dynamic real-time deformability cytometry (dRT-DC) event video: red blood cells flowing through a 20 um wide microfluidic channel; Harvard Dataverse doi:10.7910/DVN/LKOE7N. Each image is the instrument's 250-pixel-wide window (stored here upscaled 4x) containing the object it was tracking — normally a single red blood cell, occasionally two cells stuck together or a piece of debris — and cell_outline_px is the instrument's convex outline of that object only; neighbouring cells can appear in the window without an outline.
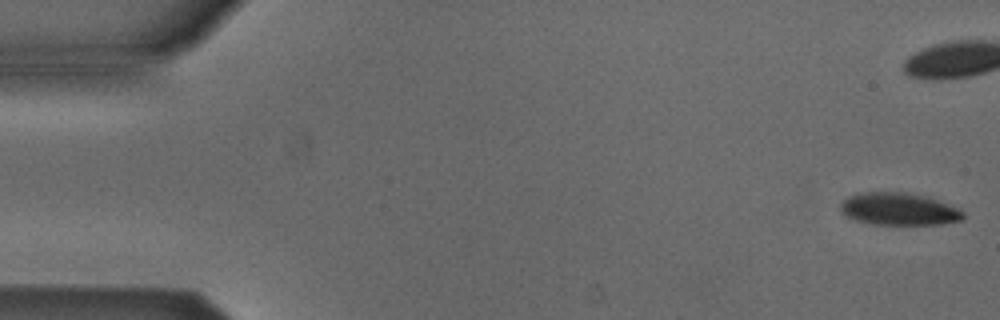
{"species": "Egyptian fruit bat (a non-hibernating species)", "species_latin": "Rousettus aegyptiacus", "temperature_condition": "cold", "stored_images_in_passage": 8, "camera_frame_rate_fps": 3000, "um_per_image_px": 0.085, "animal": {"sex": "male"}, "frame": {"image": 1, "passage_image": 1, "time_ms": 0.0, "image_size_px": [1000, 320], "cell_outline_px": [[964, 216], [960, 220], [940, 224], [872, 224], [856, 220], [840, 212], [840, 204], [848, 196], [856, 192], [908, 192], [928, 196], [960, 208], [964, 212]], "centroid_in_image_um": [76.4, 17.75], "position_along_channel_um": 8.6, "area_um2": 23.35}}
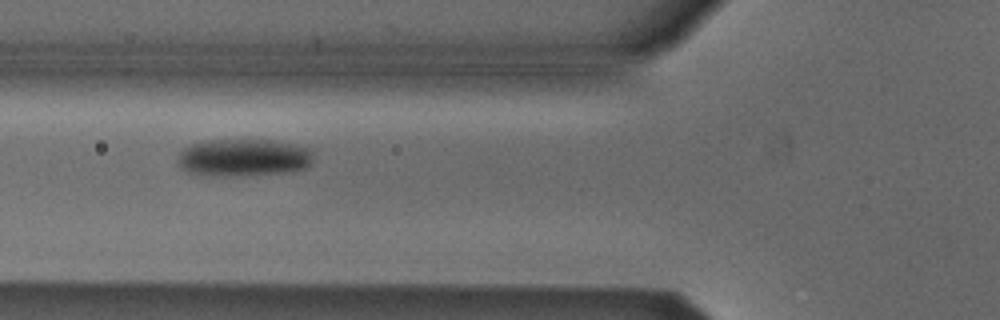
{"frame": {"image": 2, "passage_image": 7, "time_ms": 2.0, "image_size_px": [1000, 320], "cell_outline_px": [[312, 160], [304, 168], [288, 172], [220, 176], [188, 172], [176, 164], [176, 160], [180, 152], [188, 144], [208, 140], [272, 140], [296, 144], [308, 148], [312, 152]], "centroid_in_image_um": [20.65, 13.37], "position_along_channel_um": 105.1, "area_um2": 29.48}}
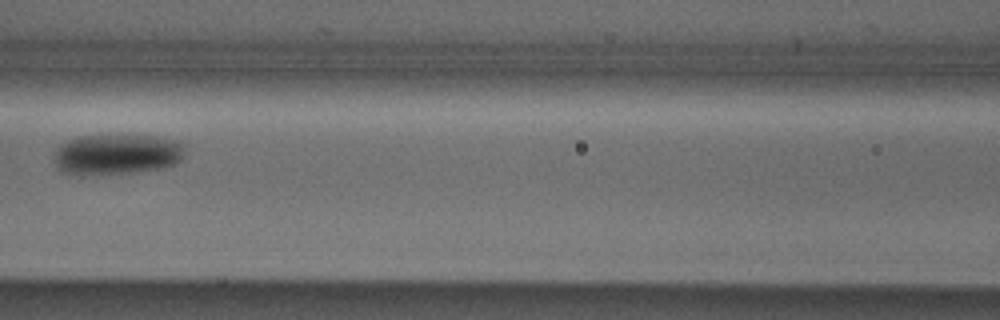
{"frame": {"image": 3, "passage_image": 8, "time_ms": 2.333, "image_size_px": [1000, 320], "cell_outline_px": [[188, 144], [184, 156], [176, 164], [164, 168], [136, 172], [80, 176], [64, 172], [52, 160], [56, 148], [60, 144], [68, 140], [80, 136], [120, 132], [124, 132], [156, 136]], "centroid_in_image_um": [9.96, 13.07], "position_along_channel_um": 156.6, "area_um2": 32.54}}